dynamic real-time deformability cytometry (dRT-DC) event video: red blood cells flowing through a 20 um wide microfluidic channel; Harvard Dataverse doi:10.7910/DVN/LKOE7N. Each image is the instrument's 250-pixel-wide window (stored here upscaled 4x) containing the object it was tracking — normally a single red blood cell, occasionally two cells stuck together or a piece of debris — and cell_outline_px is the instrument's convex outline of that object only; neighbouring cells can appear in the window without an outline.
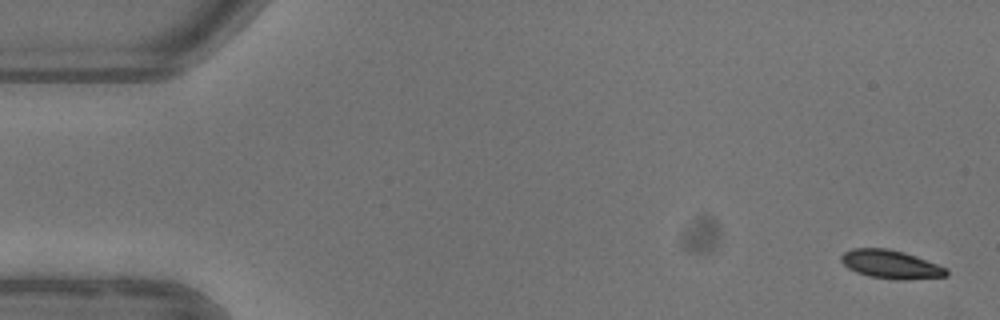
{"species": "common noctule bat (a hibernating species)", "species_latin": "Nyctalus noctula", "temperature_condition": "warm", "stored_images_in_passage": 4, "camera_frame_rate_fps": 3000, "um_per_image_px": 0.085, "animal": {"sex": "female"}, "frame": {"image": 1, "passage_image": 1, "time_ms": 0.0, "image_size_px": [1000, 320], "cell_outline_px": [[948, 276], [904, 280], [900, 280], [868, 276], [856, 272], [848, 268], [840, 260], [840, 256], [844, 252], [852, 248], [888, 248], [904, 252], [916, 256], [948, 268]], "centroid_in_image_um": [75.72, 22.47], "position_along_channel_um": 9.3, "area_um2": 17.57}}
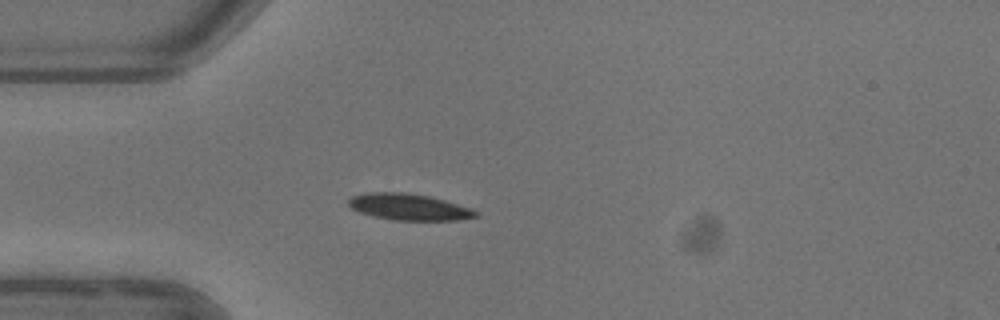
{"frame": {"image": 2, "passage_image": 4, "time_ms": 4.333, "image_size_px": [1000, 320], "cell_outline_px": [[476, 216], [456, 220], [392, 220], [372, 216], [360, 212], [352, 208], [348, 204], [348, 200], [352, 196], [368, 192], [404, 192], [428, 196], [444, 200], [468, 208], [476, 212]], "centroid_in_image_um": [34.67, 17.59], "position_along_channel_um": 50.3, "area_um2": 19.25}}